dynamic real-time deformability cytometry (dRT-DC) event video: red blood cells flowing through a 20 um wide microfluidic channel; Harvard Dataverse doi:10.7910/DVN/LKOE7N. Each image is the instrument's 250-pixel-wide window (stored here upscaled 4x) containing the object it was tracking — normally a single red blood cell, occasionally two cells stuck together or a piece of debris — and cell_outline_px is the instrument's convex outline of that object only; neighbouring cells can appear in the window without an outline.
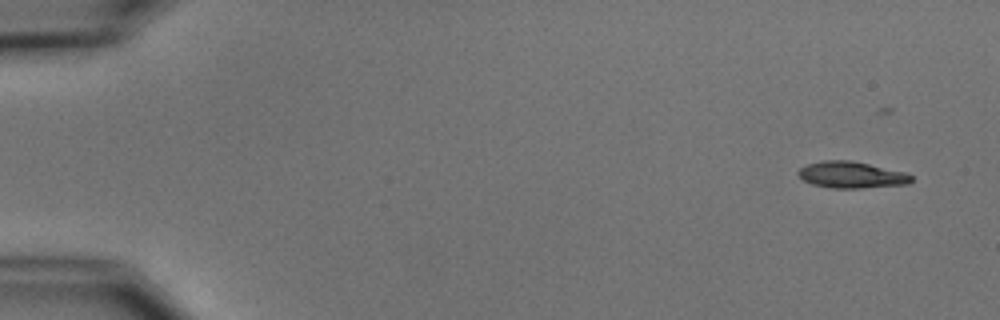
{"species": "common noctule bat (a hibernating species)", "species_latin": "Nyctalus noctula", "temperature_condition": "cold", "stored_images_in_passage": 4, "camera_frame_rate_fps": 3000, "um_per_image_px": 0.085, "animal": {"sex": "male", "body_mass_g": 15.6}, "frame": {"image": 1, "passage_image": 1, "time_ms": 0.0, "image_size_px": [1000, 320], "cell_outline_px": [[912, 180], [908, 184], [860, 188], [832, 188], [812, 184], [804, 180], [796, 172], [800, 168], [808, 164], [824, 160], [852, 160], [904, 172], [912, 176]], "centroid_in_image_um": [72.36, 14.86], "position_along_channel_um": 12.6, "area_um2": 17.34}}
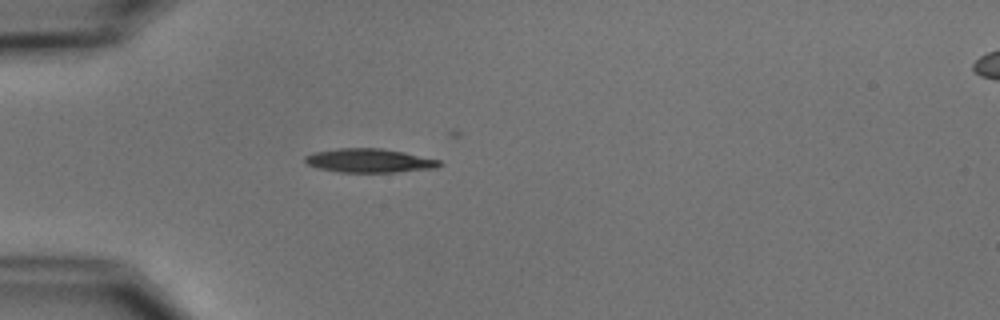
{"frame": {"image": 2, "passage_image": 4, "time_ms": 4.333, "image_size_px": [1000, 320], "cell_outline_px": [[444, 164], [436, 168], [396, 172], [340, 172], [316, 168], [308, 164], [304, 160], [304, 156], [312, 152], [336, 148], [380, 148], [404, 152], [440, 160]], "centroid_in_image_um": [31.37, 13.65], "position_along_channel_um": 53.6, "area_um2": 18.84}}